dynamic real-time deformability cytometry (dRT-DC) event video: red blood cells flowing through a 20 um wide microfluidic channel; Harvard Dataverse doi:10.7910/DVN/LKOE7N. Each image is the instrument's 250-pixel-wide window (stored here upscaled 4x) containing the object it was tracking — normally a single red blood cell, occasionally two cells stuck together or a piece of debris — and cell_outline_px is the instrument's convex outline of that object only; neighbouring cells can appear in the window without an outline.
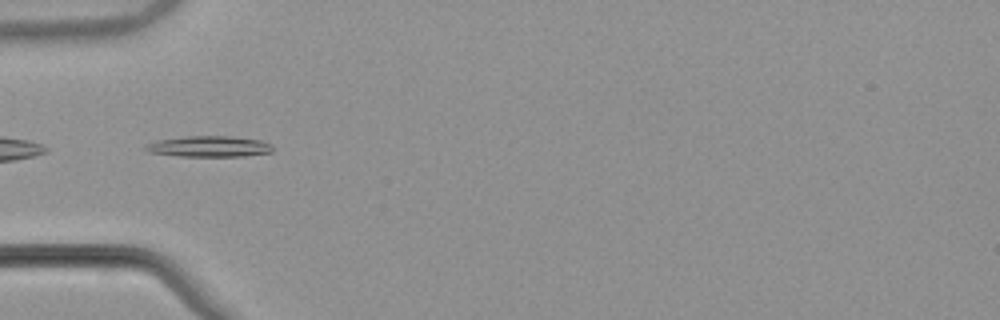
{"species": "common noctule bat (a hibernating species)", "species_latin": "Nyctalus noctula", "temperature_condition": "warm", "stored_images_in_passage": 37, "camera_frame_rate_fps": 3000, "um_per_image_px": 0.085, "animal": {"sex": "male", "body_mass_g": 21.5, "forearm_length_mm": 52.0}, "frame": {"image": 1, "passage_image": 1, "time_ms": 0.0, "image_size_px": [1000, 320], "cell_outline_px": [[272, 152], [244, 156], [180, 156], [148, 152], [144, 148], [144, 144], [156, 140], [188, 136], [232, 136], [260, 140], [272, 144]], "centroid_in_image_um": [17.75, 12.44], "position_along_channel_um": 67.2, "area_um2": 15.55}}
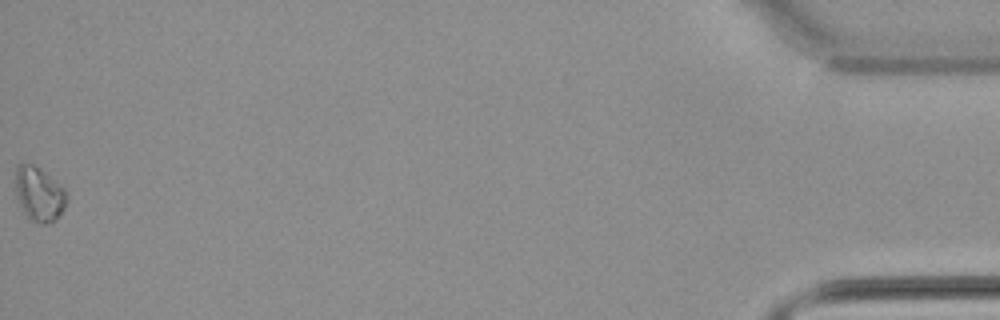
{"frame": {"image": 2, "passage_image": 37, "time_ms": 12.0, "image_size_px": [1000, 320], "cell_outline_px": [[68, 200], [64, 208], [56, 220], [52, 224], [40, 224], [32, 220], [24, 212], [20, 204], [16, 192], [16, 164], [32, 164], [44, 172], [64, 188], [68, 196]], "centroid_in_image_um": [3.35, 16.52], "position_along_channel_um": 431.8, "area_um2": 16.07}, "authors_computed_cell_mechanics": {"area_um2": 13.1206, "velocity_mm_per_s": 3.869, "shape_relaxation_time_tau1_ms": 2.908, "shape_relaxation_time_tau2_ms": null, "deformation_change_tau1": 0.1303, "deformation_change_tau2": null}}